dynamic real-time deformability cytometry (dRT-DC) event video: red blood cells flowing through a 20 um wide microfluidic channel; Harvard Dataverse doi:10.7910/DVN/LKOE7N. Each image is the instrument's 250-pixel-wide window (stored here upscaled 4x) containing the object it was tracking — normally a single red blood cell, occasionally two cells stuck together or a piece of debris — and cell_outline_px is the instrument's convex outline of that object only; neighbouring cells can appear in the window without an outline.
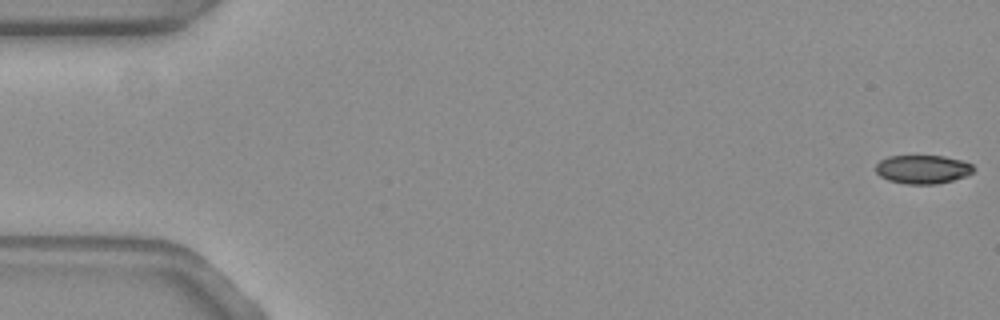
{"species": "common noctule bat (a hibernating species)", "species_latin": "Nyctalus noctula", "temperature_condition": "warm", "stored_images_in_passage": 56, "camera_frame_rate_fps": 3000, "um_per_image_px": 0.085, "animal": {"sex": "female", "body_mass_g": 19.3, "forearm_length_mm": 54.1}, "frame": {"image": 1, "passage_image": 1, "time_ms": 0.0, "image_size_px": [1000, 320], "cell_outline_px": [[972, 172], [964, 176], [952, 180], [936, 184], [908, 184], [888, 180], [880, 176], [876, 172], [876, 164], [880, 160], [888, 156], [944, 156], [960, 160], [972, 164]], "centroid_in_image_um": [78.38, 14.39], "position_along_channel_um": 6.6, "area_um2": 16.13}}
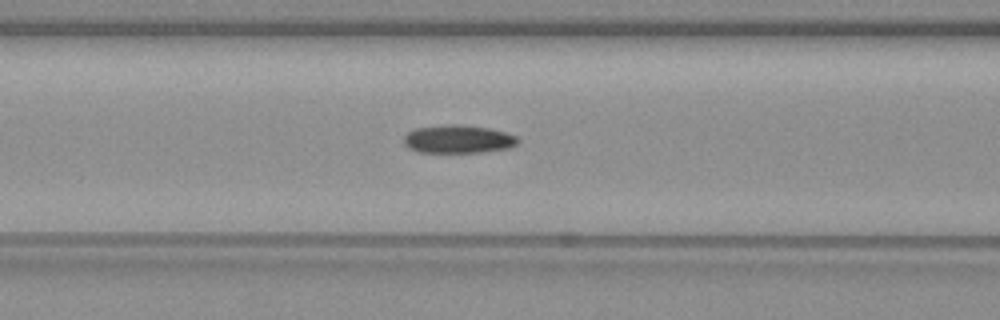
{"frame": {"image": 2, "passage_image": 23, "time_ms": 7.333, "image_size_px": [1000, 320], "cell_outline_px": [[520, 140], [516, 144], [508, 148], [480, 152], [420, 152], [408, 148], [404, 144], [404, 136], [412, 128], [444, 124], [460, 124], [488, 128], [504, 132], [516, 136]], "centroid_in_image_um": [38.9, 11.81], "position_along_channel_um": 127.7, "area_um2": 18.79}}
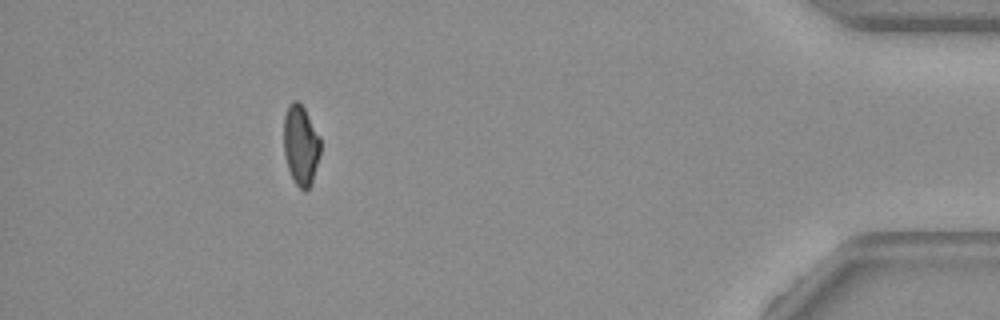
{"frame": {"image": 3, "passage_image": 51, "time_ms": 16.667, "image_size_px": [1000, 320], "cell_outline_px": [[320, 156], [312, 184], [304, 192], [296, 184], [288, 168], [284, 152], [284, 116], [288, 104], [292, 100], [296, 100], [304, 108], [320, 136]], "centroid_in_image_um": [25.58, 12.34], "position_along_channel_um": 409.6, "area_um2": 17.22}, "authors_computed_cell_mechanics": {"area_um2": 17.8024, "velocity_mm_per_s": 3.6802, "shape_relaxation_time_tau1_ms": 6.0244, "shape_relaxation_time_tau2_ms": 5.3859, "deformation_change_tau1": 0.1689, "deformation_change_tau2": 0.1191}}